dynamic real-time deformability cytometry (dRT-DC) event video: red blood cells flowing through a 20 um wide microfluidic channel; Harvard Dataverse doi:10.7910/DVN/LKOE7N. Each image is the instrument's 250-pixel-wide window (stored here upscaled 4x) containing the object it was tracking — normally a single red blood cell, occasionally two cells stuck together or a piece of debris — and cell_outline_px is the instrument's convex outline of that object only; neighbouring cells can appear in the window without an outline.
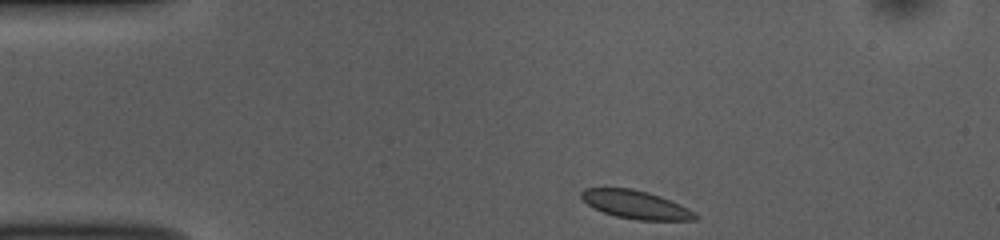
{"species": "common noctule bat (a hibernating species)", "species_latin": "Nyctalus noctula", "temperature_condition": "room temperature", "stored_images_in_passage": 44, "camera_frame_rate_fps": 3000, "um_per_image_px": 0.085, "animal": {"sex": "female", "body_mass_g": 10.0, "forearm_length_mm": 53.1}, "frame": {"image": 1, "passage_image": 1, "time_ms": 0.0, "image_size_px": [1000, 240], "cell_outline_px": [[700, 216], [696, 220], [636, 220], [616, 216], [604, 212], [588, 204], [580, 196], [580, 192], [584, 188], [632, 188], [648, 192], [660, 196], [680, 204], [696, 212]], "centroid_in_image_um": [54.08, 17.39], "position_along_channel_um": 30.9, "area_um2": 18.73}}
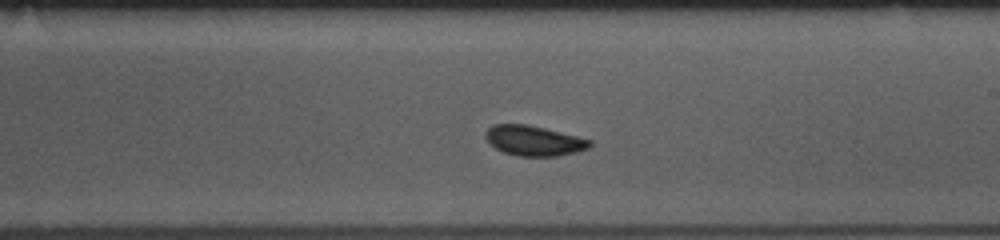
{"frame": {"image": 2, "passage_image": 22, "time_ms": 7.0, "image_size_px": [1000, 240], "cell_outline_px": [[592, 144], [588, 148], [576, 152], [556, 156], [520, 156], [504, 152], [496, 148], [484, 136], [484, 132], [492, 124], [528, 124], [592, 140]], "centroid_in_image_um": [45.37, 11.95], "position_along_channel_um": 243.6, "area_um2": 18.15}}
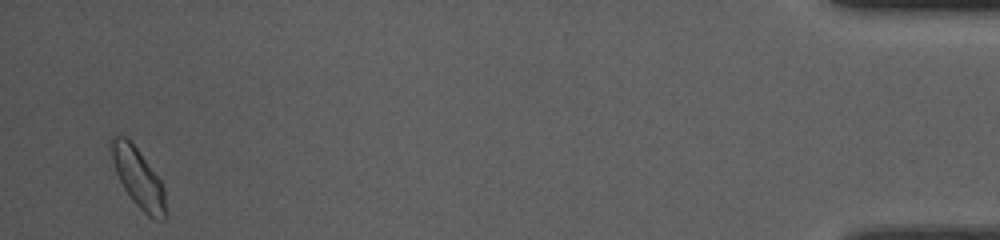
{"frame": {"image": 3, "passage_image": 43, "time_ms": 14.0, "image_size_px": [1000, 240], "cell_outline_px": [[168, 216], [164, 220], [152, 220], [132, 200], [124, 188], [116, 172], [108, 148], [108, 140], [116, 132], [124, 136], [136, 148], [160, 180], [164, 188]], "centroid_in_image_um": [11.73, 15.12], "position_along_channel_um": 423.5, "area_um2": 19.07}, "authors_computed_cell_mechanics": {"area_um2": 18.4671, "velocity_mm_per_s": 3.7261, "shape_relaxation_time_tau1_ms": 4.0335, "shape_relaxation_time_tau2_ms": null, "deformation_change_tau1": 0.0744, "deformation_change_tau2": null}}